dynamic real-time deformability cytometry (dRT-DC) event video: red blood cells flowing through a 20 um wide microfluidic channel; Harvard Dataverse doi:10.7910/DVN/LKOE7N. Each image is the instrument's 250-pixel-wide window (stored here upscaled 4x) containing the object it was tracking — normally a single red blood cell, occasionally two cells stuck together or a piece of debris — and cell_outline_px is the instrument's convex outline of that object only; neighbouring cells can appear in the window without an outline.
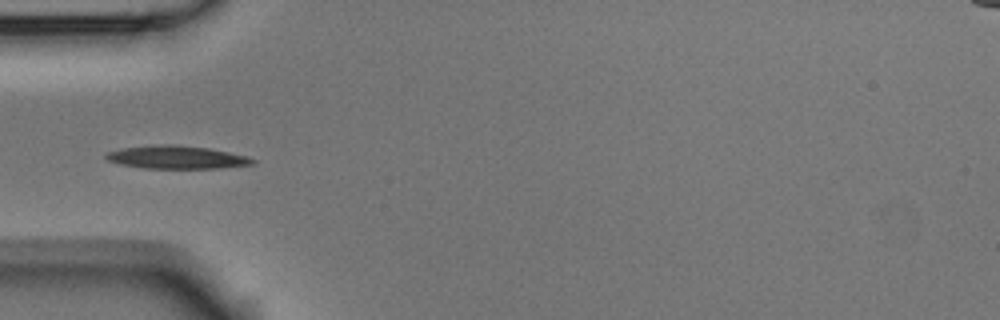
{"species": "Egyptian fruit bat (a non-hibernating species)", "species_latin": "Rousettus aegyptiacus", "temperature_condition": "room temperature", "stored_images_in_passage": 5, "camera_frame_rate_fps": 3000, "um_per_image_px": 0.085, "animal": {"sex": "male"}, "frame": {"image": 1, "passage_image": 5, "time_ms": 1.333, "image_size_px": [1000, 320], "cell_outline_px": [[256, 160], [252, 164], [220, 168], [144, 168], [120, 164], [108, 160], [104, 156], [108, 152], [120, 148], [156, 144], [176, 144], [208, 148], [248, 156]], "centroid_in_image_um": [14.99, 13.36], "position_along_channel_um": 70.0, "area_um2": 19.65}}